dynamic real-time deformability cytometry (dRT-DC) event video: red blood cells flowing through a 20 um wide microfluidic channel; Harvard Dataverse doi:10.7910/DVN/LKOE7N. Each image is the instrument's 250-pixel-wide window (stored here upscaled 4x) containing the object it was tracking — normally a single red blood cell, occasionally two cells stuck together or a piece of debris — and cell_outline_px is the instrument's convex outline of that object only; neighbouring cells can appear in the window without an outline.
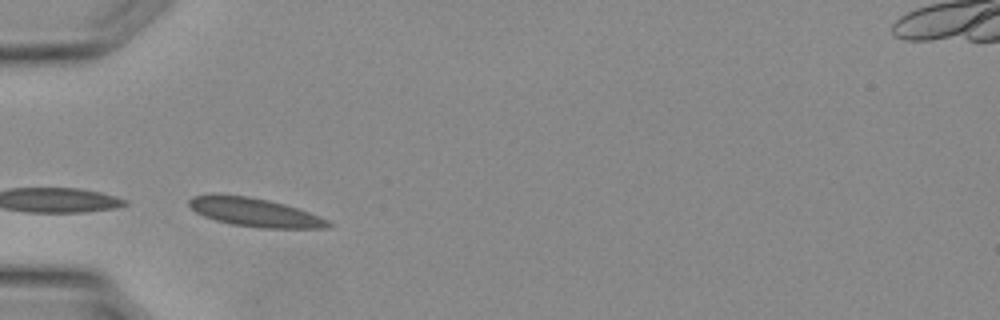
{"species": "Egyptian fruit bat (a non-hibernating species)", "species_latin": "Rousettus aegyptiacus", "temperature_condition": "warm", "stored_images_in_passage": 4, "camera_frame_rate_fps": 3000, "um_per_image_px": 0.085, "animal": {"sex": "female"}, "frame": {"image": 1, "passage_image": 1, "time_ms": 0.0, "image_size_px": [1000, 320], "cell_outline_px": [[332, 224], [328, 228], [260, 228], [232, 224], [216, 220], [204, 216], [196, 212], [188, 204], [188, 200], [192, 196], [248, 196], [268, 200], [284, 204], [320, 216], [328, 220]], "centroid_in_image_um": [21.71, 18.07], "position_along_channel_um": 63.3, "area_um2": 22.6}}